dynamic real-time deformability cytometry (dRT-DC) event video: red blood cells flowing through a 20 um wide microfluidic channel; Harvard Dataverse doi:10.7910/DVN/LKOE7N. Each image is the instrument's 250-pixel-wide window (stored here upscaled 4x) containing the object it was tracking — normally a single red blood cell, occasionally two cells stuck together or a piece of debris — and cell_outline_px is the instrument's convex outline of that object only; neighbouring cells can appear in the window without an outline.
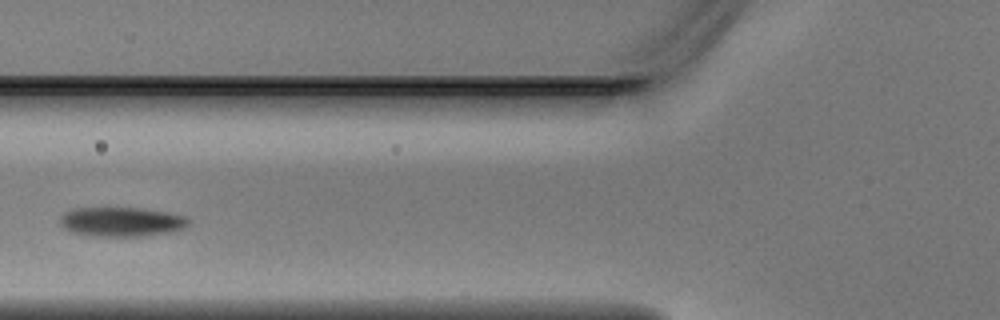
{"species": "Egyptian fruit bat (a non-hibernating species)", "species_latin": "Rousettus aegyptiacus", "temperature_condition": "warm", "stored_images_in_passage": 3, "camera_frame_rate_fps": 3000, "um_per_image_px": 0.085, "animal": {"sex": "male"}, "frame": {"image": 1, "passage_image": 3, "time_ms": 0.667, "image_size_px": [1000, 320], "cell_outline_px": [[192, 220], [184, 228], [168, 232], [140, 236], [100, 236], [76, 232], [64, 228], [60, 224], [60, 216], [64, 212], [72, 208], [140, 208], [168, 212], [188, 216]], "centroid_in_image_um": [10.36, 18.83], "position_along_channel_um": 115.4, "area_um2": 21.91}}